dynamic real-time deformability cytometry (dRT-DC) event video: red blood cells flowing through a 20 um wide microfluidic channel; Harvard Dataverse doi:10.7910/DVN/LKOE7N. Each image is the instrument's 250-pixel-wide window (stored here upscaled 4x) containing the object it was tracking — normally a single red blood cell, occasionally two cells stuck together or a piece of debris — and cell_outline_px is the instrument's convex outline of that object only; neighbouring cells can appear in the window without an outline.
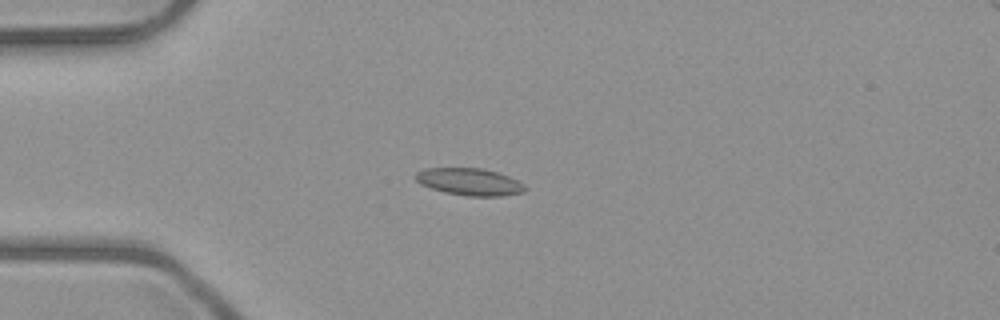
{"species": "common noctule bat (a hibernating species)", "species_latin": "Nyctalus noctula", "temperature_condition": "room temperature", "stored_images_in_passage": 5, "camera_frame_rate_fps": 3000, "um_per_image_px": 0.085, "animal": {"sex": "male", "body_mass_g": 23.1, "forearm_length_mm": 52.7}, "frame": {"image": 1, "passage_image": 5, "time_ms": 4.667, "image_size_px": [1000, 320], "cell_outline_px": [[528, 188], [524, 192], [500, 196], [468, 196], [444, 192], [420, 184], [416, 180], [416, 172], [424, 168], [484, 168], [508, 176], [524, 184]], "centroid_in_image_um": [39.92, 15.45], "position_along_channel_um": 45.1, "area_um2": 17.28}}